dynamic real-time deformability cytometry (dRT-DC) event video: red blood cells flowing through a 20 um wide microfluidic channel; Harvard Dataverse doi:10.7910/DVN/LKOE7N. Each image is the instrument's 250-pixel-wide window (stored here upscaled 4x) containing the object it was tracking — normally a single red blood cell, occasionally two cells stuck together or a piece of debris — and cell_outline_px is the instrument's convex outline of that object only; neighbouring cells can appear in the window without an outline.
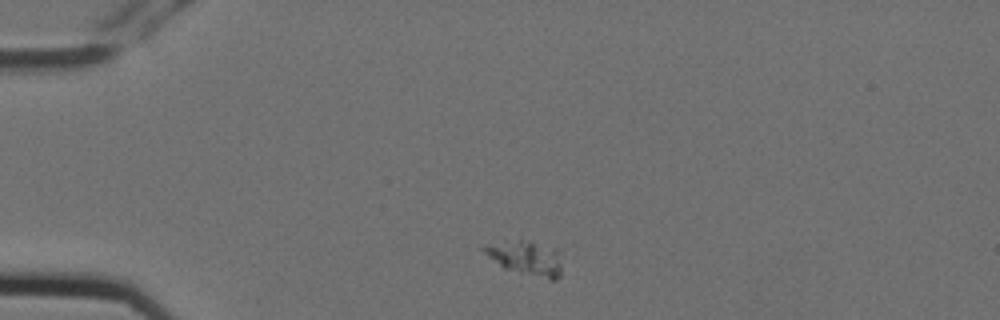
{"species": "Egyptian fruit bat (a non-hibernating species)", "species_latin": "Rousettus aegyptiacus", "temperature_condition": "cold", "stored_images_in_passage": 2, "camera_frame_rate_fps": 3000, "um_per_image_px": 0.085, "animal": {"sex": "female"}, "frame": {"image": 1, "passage_image": 1, "time_ms": 0.0, "image_size_px": [1000, 320], "cell_outline_px": [[576, 252], [560, 276], [556, 280], [548, 280], [504, 268], [488, 256], [480, 248], [480, 244], [520, 236], [572, 240]], "centroid_in_image_um": [45.23, 21.7], "position_along_channel_um": 39.8, "area_um2": 20.81}}